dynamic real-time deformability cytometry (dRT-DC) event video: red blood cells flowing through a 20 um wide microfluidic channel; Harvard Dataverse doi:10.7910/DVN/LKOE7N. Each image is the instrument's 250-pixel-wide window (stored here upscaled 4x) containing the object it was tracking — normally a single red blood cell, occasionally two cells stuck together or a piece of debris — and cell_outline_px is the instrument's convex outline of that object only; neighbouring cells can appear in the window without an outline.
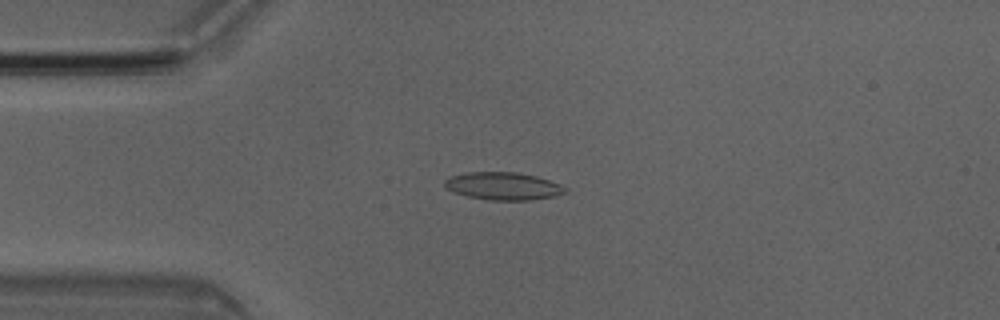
{"species": "Egyptian fruit bat (a non-hibernating species)", "species_latin": "Rousettus aegyptiacus", "temperature_condition": "room temperature", "stored_images_in_passage": 7, "camera_frame_rate_fps": 3000, "um_per_image_px": 0.085, "animal": {"sex": "male"}, "frame": {"image": 1, "passage_image": 4, "time_ms": 1.0, "image_size_px": [1000, 320], "cell_outline_px": [[568, 192], [556, 196], [532, 200], [488, 200], [468, 196], [452, 192], [444, 184], [444, 180], [448, 176], [468, 172], [516, 172], [536, 176], [560, 184], [568, 188]], "centroid_in_image_um": [42.79, 15.82], "position_along_channel_um": 42.2, "area_um2": 19.59}}
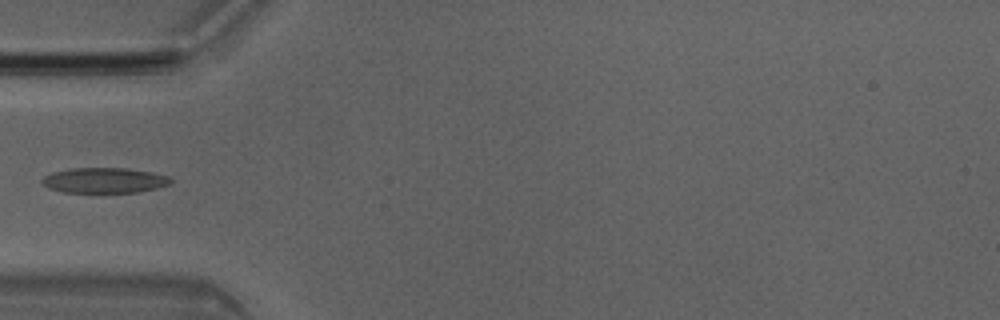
{"frame": {"image": 2, "passage_image": 5, "time_ms": 1.333, "image_size_px": [1000, 320], "cell_outline_px": [[172, 180], [168, 184], [156, 188], [140, 192], [64, 192], [48, 188], [40, 180], [44, 176], [52, 172], [68, 168], [128, 168], [152, 172], [168, 176]], "centroid_in_image_um": [8.84, 15.32], "position_along_channel_um": 76.2, "area_um2": 18.96}}